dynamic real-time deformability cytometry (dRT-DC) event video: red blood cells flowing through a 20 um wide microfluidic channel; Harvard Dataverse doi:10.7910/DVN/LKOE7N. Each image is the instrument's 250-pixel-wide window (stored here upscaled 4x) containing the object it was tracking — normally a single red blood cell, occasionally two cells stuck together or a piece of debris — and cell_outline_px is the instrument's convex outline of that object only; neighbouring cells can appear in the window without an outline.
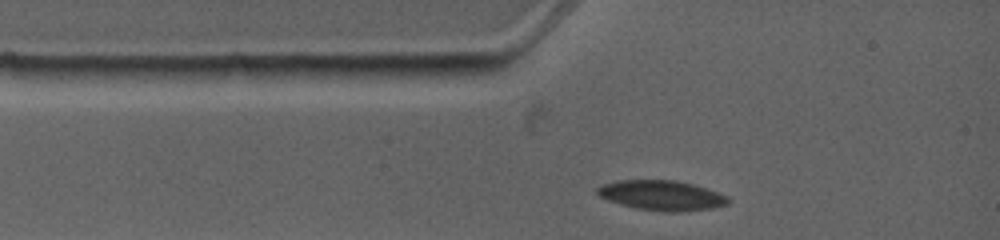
{"species": "common noctule bat (a hibernating species)", "species_latin": "Nyctalus noctula", "temperature_condition": "warm", "stored_images_in_passage": 2, "camera_frame_rate_fps": 4500, "um_per_image_px": 0.085, "animal": {"sex": "female", "body_mass_g": 19.0, "forearm_length_mm": 53.3}, "frame": {"image": 1, "passage_image": 1, "time_ms": 0.0, "image_size_px": [1000, 240], "cell_outline_px": [[728, 204], [712, 208], [688, 212], [660, 212], [636, 208], [620, 204], [608, 200], [600, 196], [596, 192], [596, 188], [600, 184], [616, 180], [672, 180], [692, 184], [728, 196]], "centroid_in_image_um": [56.2, 16.62], "position_along_channel_um": 28.8, "area_um2": 22.95}}